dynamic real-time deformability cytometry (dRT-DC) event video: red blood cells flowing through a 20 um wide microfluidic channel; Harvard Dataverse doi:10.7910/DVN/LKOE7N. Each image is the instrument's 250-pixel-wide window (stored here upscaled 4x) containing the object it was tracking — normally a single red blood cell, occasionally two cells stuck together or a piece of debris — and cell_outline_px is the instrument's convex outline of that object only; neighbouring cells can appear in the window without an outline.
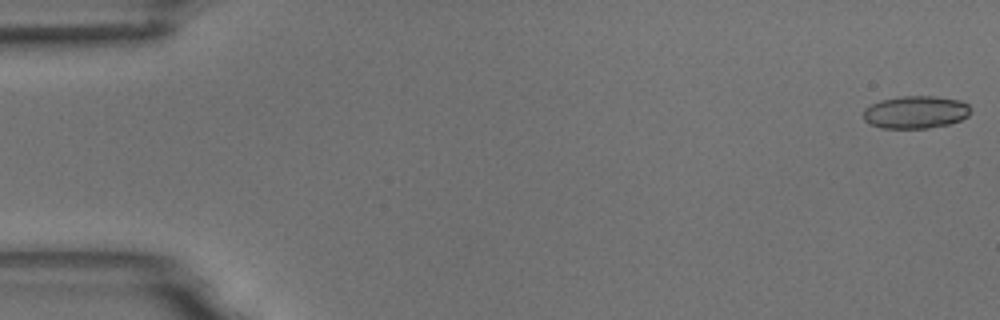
{"species": "common noctule bat (a hibernating species)", "species_latin": "Nyctalus noctula", "temperature_condition": "room temperature", "stored_images_in_passage": 55, "camera_frame_rate_fps": 3000, "um_per_image_px": 0.085, "animal": {"sex": "male", "body_mass_g": 18.8}, "frame": {"image": 1, "passage_image": 1, "time_ms": 0.0, "image_size_px": [1000, 320], "cell_outline_px": [[972, 112], [968, 116], [960, 120], [948, 124], [928, 128], [880, 128], [868, 124], [864, 120], [864, 108], [880, 100], [900, 96], [936, 96], [960, 100], [968, 104]], "centroid_in_image_um": [77.82, 9.53], "position_along_channel_um": 7.2, "area_um2": 20.58}}
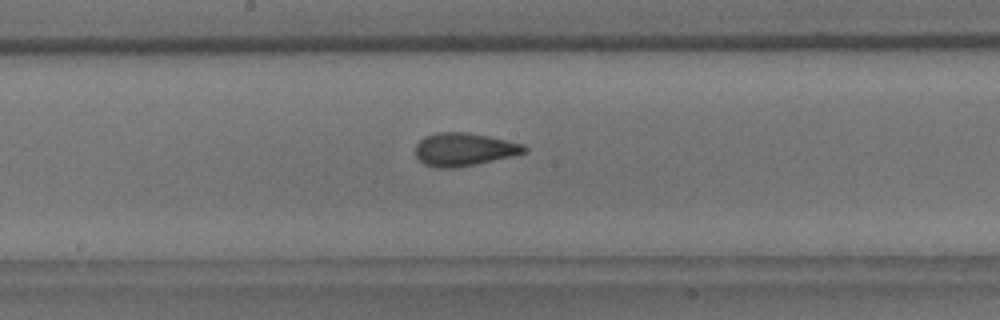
{"frame": {"image": 2, "passage_image": 29, "time_ms": 9.333, "image_size_px": [1000, 320], "cell_outline_px": [[528, 152], [512, 156], [476, 164], [452, 168], [436, 168], [424, 164], [416, 156], [416, 144], [424, 136], [436, 132], [468, 132], [488, 136], [524, 144], [528, 148]], "centroid_in_image_um": [39.45, 12.69], "position_along_channel_um": 208.8, "area_um2": 21.04}}
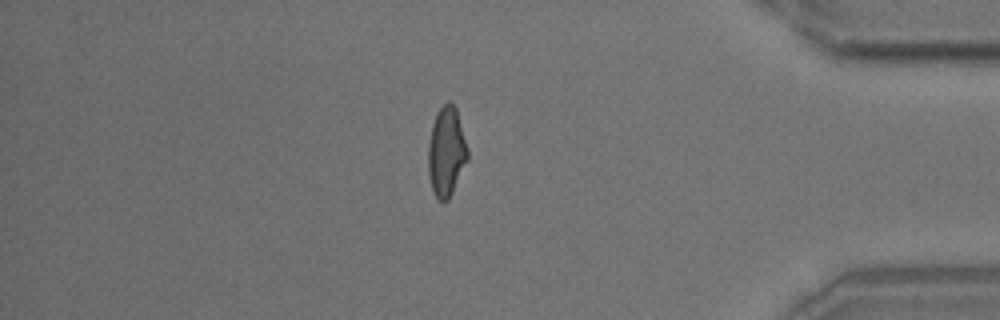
{"frame": {"image": 3, "passage_image": 47, "time_ms": 15.333, "image_size_px": [1000, 320], "cell_outline_px": [[468, 160], [448, 200], [444, 204], [436, 200], [432, 192], [428, 172], [428, 144], [432, 124], [436, 112], [448, 100], [456, 108], [468, 148]], "centroid_in_image_um": [37.93, 12.94], "position_along_channel_um": 397.3, "area_um2": 20.87}, "authors_computed_cell_mechanics": {"area_um2": 20.5768, "velocity_mm_per_s": 3.6792, "shape_relaxation_time_tau1_ms": 8.5399, "shape_relaxation_time_tau2_ms": 1.6699, "deformation_change_tau1": 0.1949, "deformation_change_tau2": 0.0961}}